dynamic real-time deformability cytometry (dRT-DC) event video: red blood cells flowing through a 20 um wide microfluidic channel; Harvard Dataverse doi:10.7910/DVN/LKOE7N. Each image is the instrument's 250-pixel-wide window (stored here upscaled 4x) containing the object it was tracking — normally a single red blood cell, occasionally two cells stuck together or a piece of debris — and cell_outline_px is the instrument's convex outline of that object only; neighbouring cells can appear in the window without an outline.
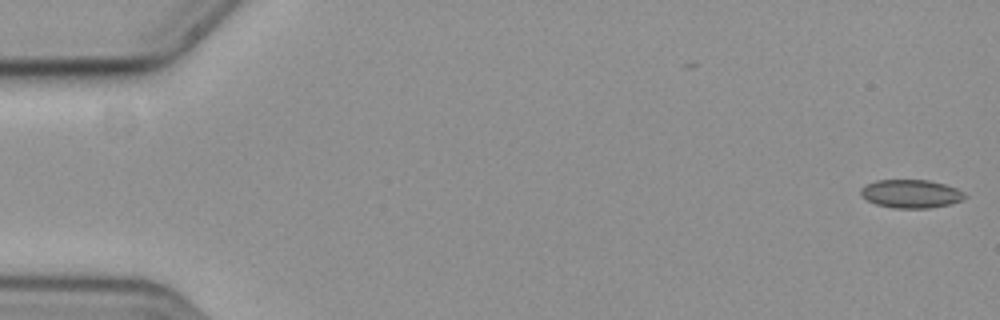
{"species": "common noctule bat (a hibernating species)", "species_latin": "Nyctalus noctula", "temperature_condition": "cold", "stored_images_in_passage": 26, "camera_frame_rate_fps": 3000, "um_per_image_px": 0.085, "animal": {"sex": "female", "body_mass_g": 19.3, "forearm_length_mm": 54.1}, "frame": {"image": 1, "passage_image": 1, "time_ms": 0.0, "image_size_px": [1000, 320], "cell_outline_px": [[968, 196], [960, 200], [948, 204], [928, 208], [892, 208], [876, 204], [860, 196], [860, 188], [876, 180], [928, 180], [944, 184], [956, 188], [964, 192]], "centroid_in_image_um": [77.41, 16.47], "position_along_channel_um": 7.6, "area_um2": 17.11}}
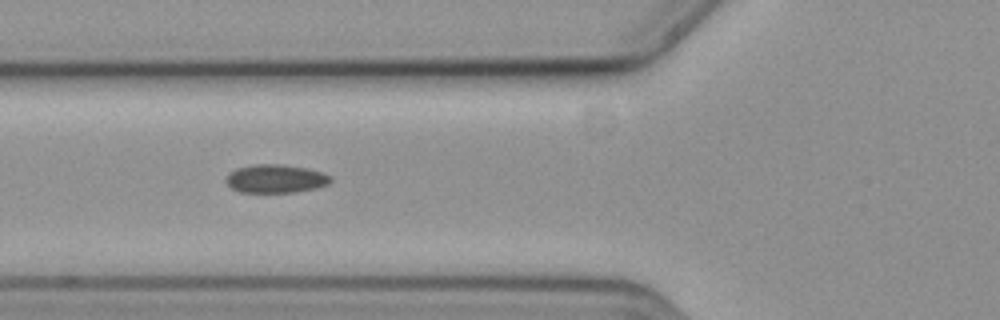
{"frame": {"image": 2, "passage_image": 22, "time_ms": 7.0, "image_size_px": [1000, 320], "cell_outline_px": [[332, 180], [328, 184], [316, 188], [296, 192], [240, 192], [232, 188], [224, 180], [224, 176], [228, 172], [236, 168], [252, 164], [284, 164], [308, 168], [324, 172], [332, 176]], "centroid_in_image_um": [23.42, 15.17], "position_along_channel_um": 102.4, "area_um2": 17.69}}
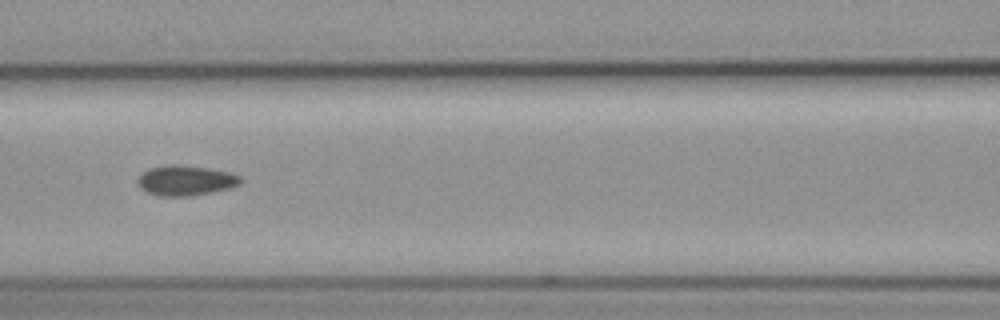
{"frame": {"image": 3, "passage_image": 26, "time_ms": 8.333, "image_size_px": [1000, 320], "cell_outline_px": [[244, 180], [240, 184], [228, 188], [212, 192], [192, 196], [160, 196], [148, 192], [140, 188], [136, 180], [148, 168], [168, 164], [176, 164], [208, 168], [228, 172], [240, 176]], "centroid_in_image_um": [15.77, 15.34], "position_along_channel_um": 150.8, "area_um2": 18.09}}